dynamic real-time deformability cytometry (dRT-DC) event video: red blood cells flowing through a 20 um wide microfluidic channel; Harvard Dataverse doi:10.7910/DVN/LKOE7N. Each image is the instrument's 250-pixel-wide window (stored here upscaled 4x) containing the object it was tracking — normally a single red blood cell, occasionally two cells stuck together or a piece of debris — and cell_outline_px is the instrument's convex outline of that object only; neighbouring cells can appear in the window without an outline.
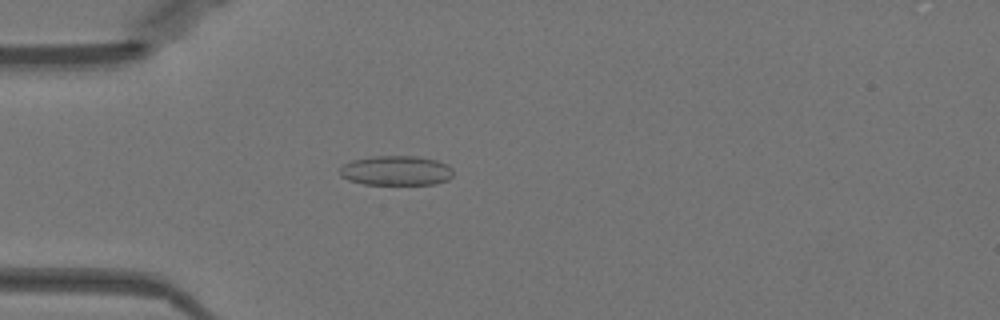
{"species": "Egyptian fruit bat (a non-hibernating species)", "species_latin": "Rousettus aegyptiacus", "temperature_condition": "warm", "stored_images_in_passage": 38, "camera_frame_rate_fps": 3000, "um_per_image_px": 0.085, "animal": {"sex": "female"}, "frame": {"image": 1, "passage_image": 2, "time_ms": 0.333, "image_size_px": [1000, 320], "cell_outline_px": [[452, 176], [448, 180], [436, 184], [364, 184], [348, 180], [340, 176], [340, 168], [344, 164], [352, 160], [372, 156], [416, 156], [436, 160], [448, 164], [452, 168]], "centroid_in_image_um": [33.68, 14.5], "position_along_channel_um": 51.3, "area_um2": 19.71}}
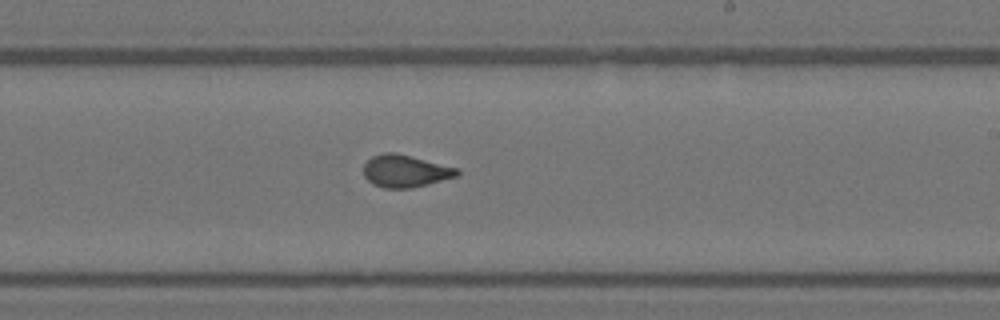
{"frame": {"image": 2, "passage_image": 18, "time_ms": 5.667, "image_size_px": [1000, 320], "cell_outline_px": [[460, 176], [412, 188], [384, 188], [372, 184], [364, 176], [364, 164], [372, 156], [384, 152], [396, 152], [460, 168]], "centroid_in_image_um": [34.49, 14.53], "position_along_channel_um": 254.5, "area_um2": 17.92}}
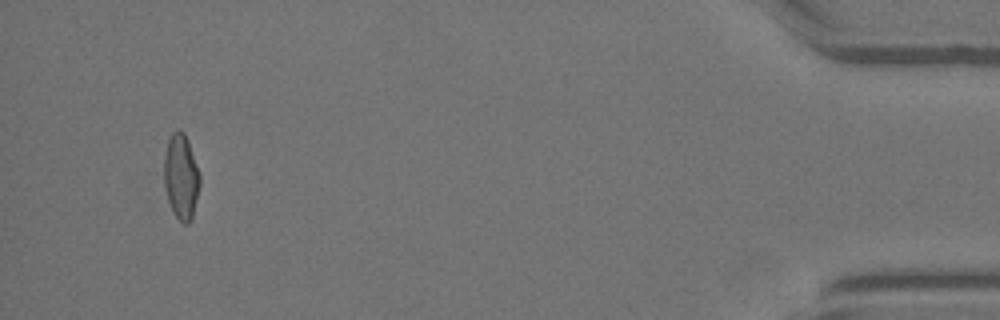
{"frame": {"image": 3, "passage_image": 36, "time_ms": 11.667, "image_size_px": [1000, 320], "cell_outline_px": [[200, 184], [192, 216], [188, 224], [184, 224], [172, 212], [168, 200], [164, 184], [164, 152], [168, 140], [172, 132], [180, 128], [184, 132], [188, 140], [200, 172]], "centroid_in_image_um": [15.38, 14.97], "position_along_channel_um": 419.8, "area_um2": 17.92}, "authors_computed_cell_mechanics": {"area_um2": 17.7157, "velocity_mm_per_s": 3.9979, "shape_relaxation_time_tau1_ms": 8.8667, "shape_relaxation_time_tau2_ms": 0.8329, "deformation_change_tau1": 0.2052, "deformation_change_tau2": 0.0663}}